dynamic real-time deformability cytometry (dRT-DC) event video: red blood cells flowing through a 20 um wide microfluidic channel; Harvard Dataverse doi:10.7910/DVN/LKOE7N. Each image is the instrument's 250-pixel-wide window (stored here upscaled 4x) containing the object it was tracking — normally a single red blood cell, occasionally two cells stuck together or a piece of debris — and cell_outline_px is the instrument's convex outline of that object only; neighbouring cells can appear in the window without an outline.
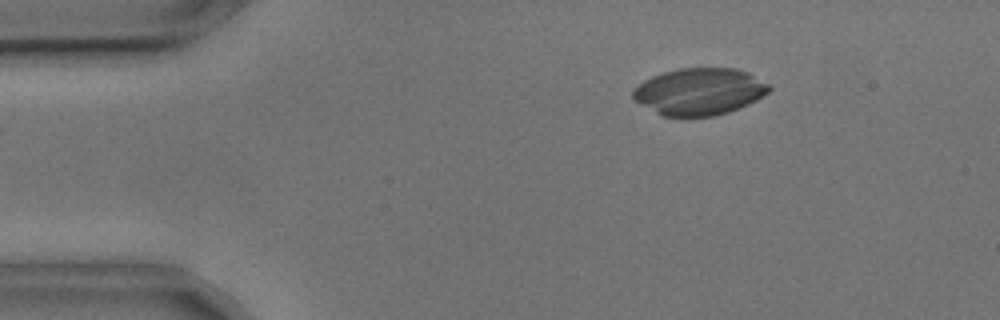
{"species": "common noctule bat (a hibernating species)", "species_latin": "Nyctalus noctula", "temperature_condition": "cold", "stored_images_in_passage": 32, "camera_frame_rate_fps": 3000, "um_per_image_px": 0.085, "animal": {"sex": "male", "body_mass_g": 17.9, "forearm_length_mm": 54.2}, "frame": {"image": 1, "passage_image": 1, "time_ms": 0.0, "image_size_px": [1000, 320], "cell_outline_px": [[772, 88], [768, 92], [756, 100], [748, 104], [728, 112], [712, 116], [664, 116], [656, 112], [636, 100], [632, 96], [632, 88], [644, 80], [652, 76], [664, 72], [680, 68], [736, 68], [748, 72], [768, 84]], "centroid_in_image_um": [59.45, 7.77], "position_along_channel_um": 25.5, "area_um2": 36.93}}
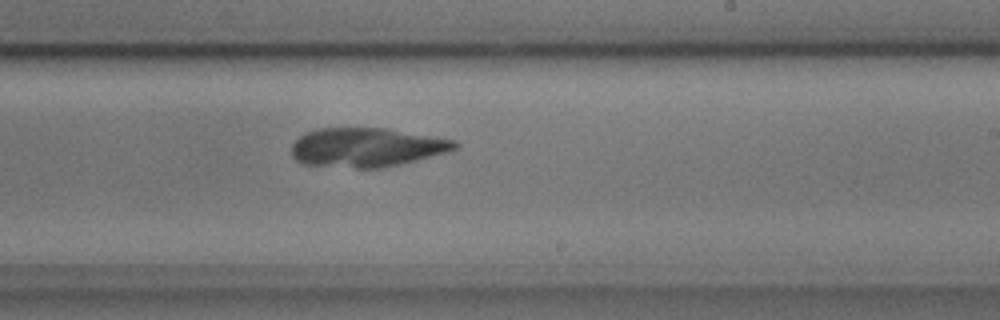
{"frame": {"image": 2, "passage_image": 25, "time_ms": 8.0, "image_size_px": [1000, 320], "cell_outline_px": [[460, 144], [456, 148], [448, 152], [384, 168], [356, 168], [304, 164], [296, 160], [292, 156], [292, 144], [300, 136], [308, 132], [320, 128], [388, 128], [436, 136], [456, 140]], "centroid_in_image_um": [31.2, 12.52], "position_along_channel_um": 257.8, "area_um2": 37.34}}
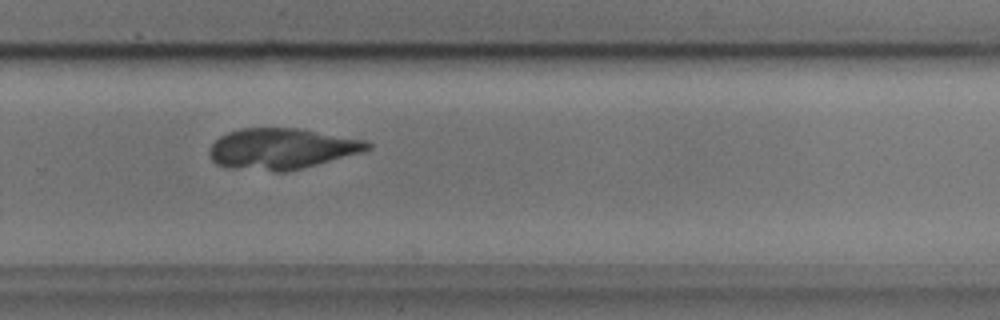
{"frame": {"image": 3, "passage_image": 29, "time_ms": 9.333, "image_size_px": [1000, 320], "cell_outline_px": [[372, 148], [360, 152], [316, 164], [284, 172], [276, 172], [228, 168], [216, 164], [212, 160], [208, 152], [212, 144], [220, 136], [228, 132], [240, 128], [300, 128], [364, 140], [372, 144]], "centroid_in_image_um": [23.88, 12.64], "position_along_channel_um": 305.9, "area_um2": 37.51}}